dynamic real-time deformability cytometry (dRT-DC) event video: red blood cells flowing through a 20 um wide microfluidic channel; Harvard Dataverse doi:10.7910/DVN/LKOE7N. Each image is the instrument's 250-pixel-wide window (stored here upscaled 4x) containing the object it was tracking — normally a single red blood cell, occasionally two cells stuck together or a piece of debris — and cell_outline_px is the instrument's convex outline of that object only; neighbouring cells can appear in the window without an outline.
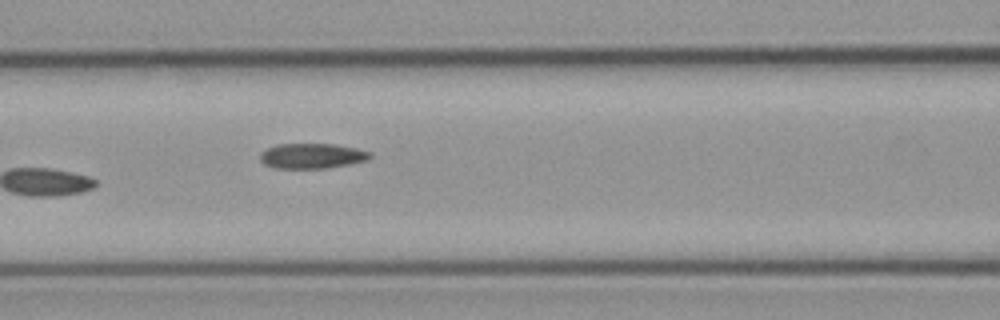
{"species": "common noctule bat (a hibernating species)", "species_latin": "Nyctalus noctula", "temperature_condition": "cold", "stored_images_in_passage": 4, "segment_of_instrument_passage": [1, 2], "camera_frame_rate_fps": 3000, "um_per_image_px": 0.085, "animal": {"sex": "male", "body_mass_g": 23.1, "forearm_length_mm": 52.7}, "frame": {"image": 1, "passage_image": 3, "time_ms": 2.667, "image_size_px": [1000, 320], "cell_outline_px": [[372, 156], [368, 160], [348, 164], [324, 168], [276, 168], [264, 164], [260, 160], [260, 152], [276, 144], [336, 144], [356, 148], [372, 152]], "centroid_in_image_um": [26.52, 13.24], "position_along_channel_um": 140.1, "area_um2": 16.13}}